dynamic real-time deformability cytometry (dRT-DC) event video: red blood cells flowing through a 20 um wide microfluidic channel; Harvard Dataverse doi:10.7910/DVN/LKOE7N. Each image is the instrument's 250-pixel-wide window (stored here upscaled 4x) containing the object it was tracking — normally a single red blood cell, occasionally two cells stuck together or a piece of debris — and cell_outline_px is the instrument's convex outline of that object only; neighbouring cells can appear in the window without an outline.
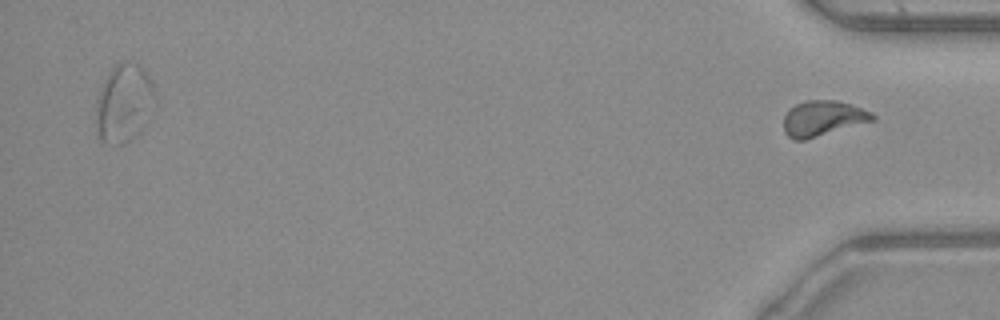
{"species": "common noctule bat (a hibernating species)", "species_latin": "Nyctalus noctula", "temperature_condition": "warm", "stored_images_in_passage": 50, "segment_of_instrument_passage": [2, 2], "camera_frame_rate_fps": 3000, "um_per_image_px": 0.085, "animal": {"sex": "male", "body_mass_g": 23.1, "forearm_length_mm": 52.7}, "frame": {"image": 1, "passage_image": 50, "time_ms": 16.333, "image_size_px": [1000, 320], "cell_outline_px": [[876, 120], [804, 140], [792, 140], [784, 132], [784, 116], [788, 108], [796, 104], [808, 100], [836, 100], [852, 104], [872, 112], [876, 116]], "centroid_in_image_um": [69.95, 10.05], "position_along_channel_um": 365.3, "area_um2": 18.5}}